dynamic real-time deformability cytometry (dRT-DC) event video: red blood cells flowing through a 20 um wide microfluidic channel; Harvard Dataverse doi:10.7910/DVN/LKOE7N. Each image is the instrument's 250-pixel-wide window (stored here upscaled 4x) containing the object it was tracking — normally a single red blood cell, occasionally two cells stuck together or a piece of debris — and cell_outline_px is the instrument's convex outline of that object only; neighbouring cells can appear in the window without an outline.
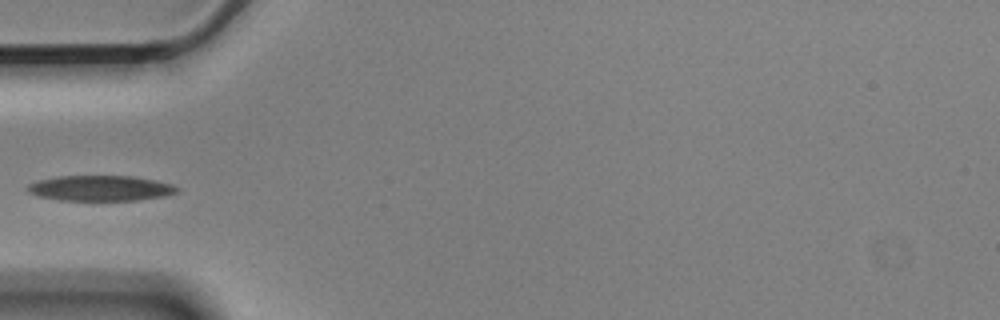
{"species": "Egyptian fruit bat (a non-hibernating species)", "species_latin": "Rousettus aegyptiacus", "temperature_condition": "cold", "stored_images_in_passage": 39, "camera_frame_rate_fps": 3000, "um_per_image_px": 0.085, "animal": {"sex": "male"}, "frame": {"image": 1, "passage_image": 1, "time_ms": 0.0, "image_size_px": [1000, 320], "cell_outline_px": [[180, 188], [176, 192], [164, 196], [140, 200], [60, 200], [36, 196], [28, 192], [28, 184], [40, 180], [56, 176], [132, 176], [156, 180], [172, 184]], "centroid_in_image_um": [8.54, 15.99], "position_along_channel_um": 76.5, "area_um2": 22.14}}
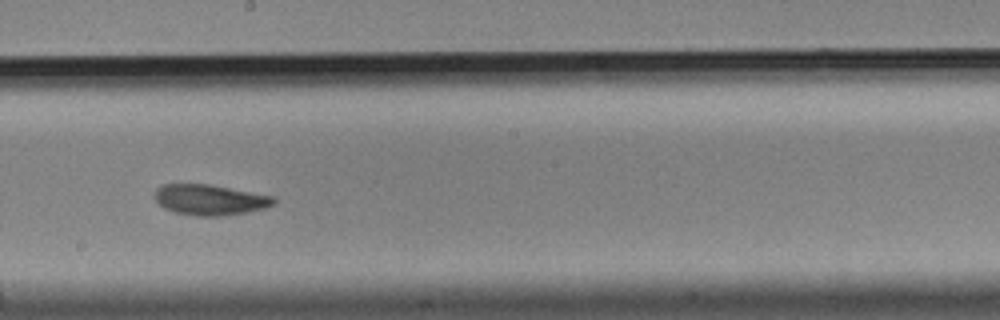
{"frame": {"image": 2, "passage_image": 14, "time_ms": 4.333, "image_size_px": [1000, 320], "cell_outline_px": [[276, 204], [264, 208], [248, 212], [224, 216], [196, 216], [176, 212], [164, 208], [156, 200], [156, 188], [164, 184], [208, 184], [276, 196]], "centroid_in_image_um": [17.9, 16.98], "position_along_channel_um": 230.3, "area_um2": 21.27}}
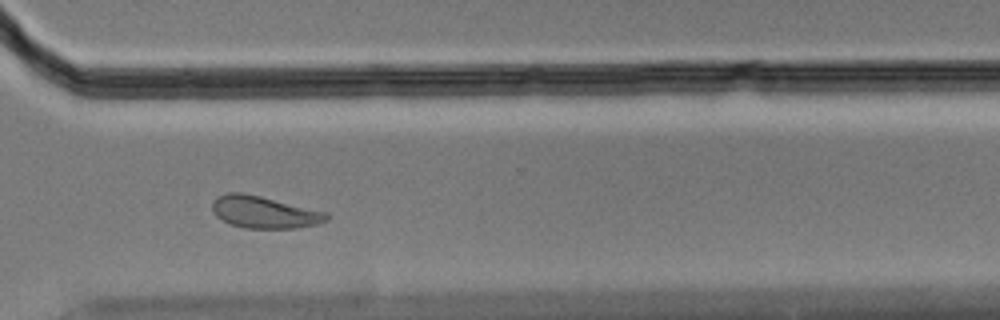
{"frame": {"image": 3, "passage_image": 24, "time_ms": 7.667, "image_size_px": [1000, 320], "cell_outline_px": [[328, 220], [320, 224], [296, 228], [244, 228], [232, 224], [216, 216], [212, 208], [212, 200], [216, 196], [228, 192], [240, 192], [260, 196], [328, 212]], "centroid_in_image_um": [22.47, 18.03], "position_along_channel_um": 348.1, "area_um2": 21.39}}